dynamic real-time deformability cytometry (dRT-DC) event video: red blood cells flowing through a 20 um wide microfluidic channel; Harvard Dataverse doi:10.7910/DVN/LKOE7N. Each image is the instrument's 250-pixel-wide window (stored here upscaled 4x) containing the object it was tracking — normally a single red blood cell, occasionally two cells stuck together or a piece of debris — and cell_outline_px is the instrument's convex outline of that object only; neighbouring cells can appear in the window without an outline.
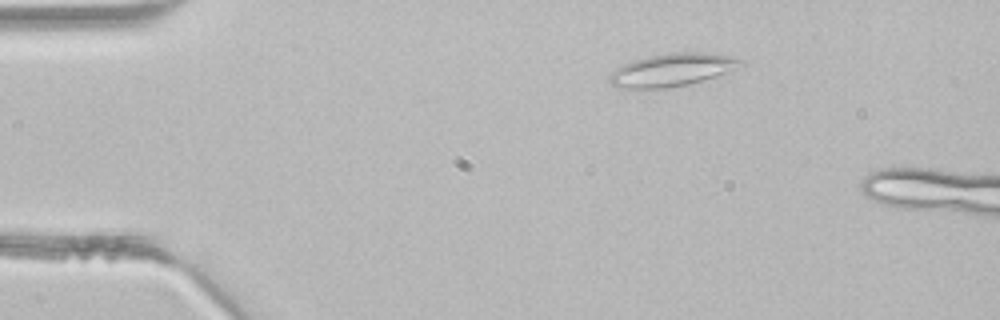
{"species": "common noctule bat (a hibernating species)", "species_latin": "Nyctalus noctula", "temperature_condition": "room temperature", "stored_images_in_passage": 3, "camera_frame_rate_fps": 3000, "um_per_image_px": 0.085, "animal": {"sex": "male", "body_mass_g": 21.5, "forearm_length_mm": 52.0}, "frame": {"image": 1, "passage_image": 1, "time_ms": 0.0, "image_size_px": [1000, 320], "cell_outline_px": [[744, 64], [724, 72], [688, 84], [668, 88], [616, 88], [608, 80], [608, 76], [616, 68], [624, 64], [648, 56], [676, 52], [704, 52], [728, 56], [744, 60]], "centroid_in_image_um": [57.06, 5.94], "position_along_channel_um": 27.9, "area_um2": 24.57}}